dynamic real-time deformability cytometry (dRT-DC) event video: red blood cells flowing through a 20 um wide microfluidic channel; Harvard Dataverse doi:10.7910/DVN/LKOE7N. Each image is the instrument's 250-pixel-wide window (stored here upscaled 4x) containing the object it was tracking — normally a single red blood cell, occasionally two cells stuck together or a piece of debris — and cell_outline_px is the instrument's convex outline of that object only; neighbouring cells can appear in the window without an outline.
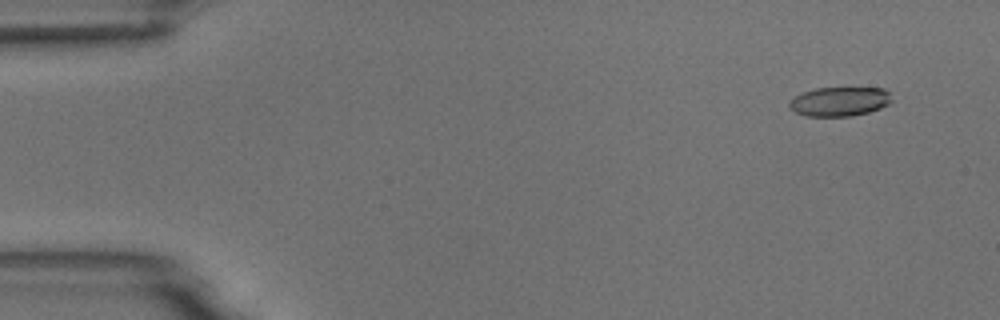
{"species": "common noctule bat (a hibernating species)", "species_latin": "Nyctalus noctula", "temperature_condition": "room temperature", "stored_images_in_passage": 7, "camera_frame_rate_fps": 3000, "um_per_image_px": 0.085, "animal": {"sex": "male", "body_mass_g": 18.8}, "frame": {"image": 1, "passage_image": 2, "time_ms": 1.0, "image_size_px": [1000, 320], "cell_outline_px": [[892, 100], [888, 104], [880, 108], [868, 112], [852, 116], [804, 116], [788, 108], [788, 100], [804, 92], [816, 88], [884, 88], [888, 92]], "centroid_in_image_um": [71.33, 8.63], "position_along_channel_um": 13.7, "area_um2": 17.46}}
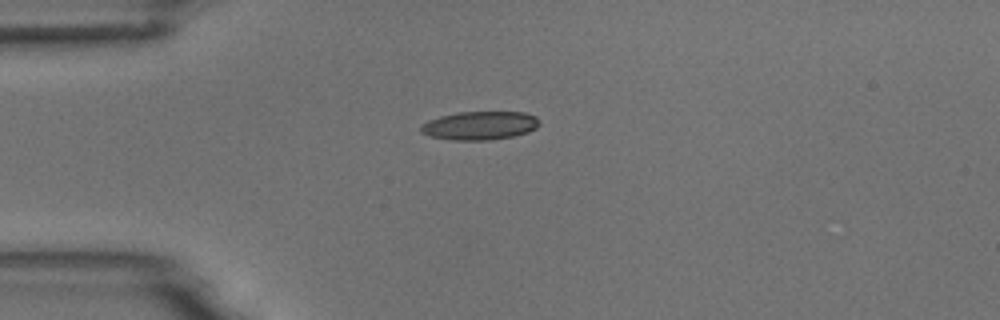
{"frame": {"image": 2, "passage_image": 5, "time_ms": 4.333, "image_size_px": [1000, 320], "cell_outline_px": [[540, 124], [536, 128], [528, 132], [512, 136], [488, 140], [452, 140], [432, 136], [420, 132], [420, 128], [428, 120], [440, 116], [456, 112], [524, 112], [536, 116], [540, 120]], "centroid_in_image_um": [40.81, 10.66], "position_along_channel_um": 44.2, "area_um2": 19.65}}